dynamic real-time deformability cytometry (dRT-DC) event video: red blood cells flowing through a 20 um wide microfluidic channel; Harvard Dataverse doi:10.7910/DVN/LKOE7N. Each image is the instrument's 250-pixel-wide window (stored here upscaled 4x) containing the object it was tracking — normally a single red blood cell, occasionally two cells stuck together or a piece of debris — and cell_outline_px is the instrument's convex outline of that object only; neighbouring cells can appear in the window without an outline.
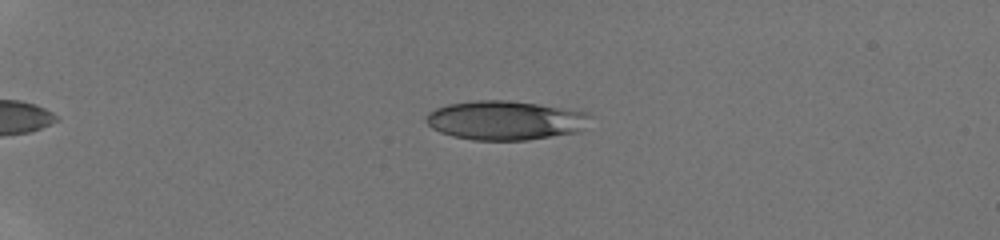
{"species": "human", "species_latin": "Homo sapiens", "temperature_condition": "room temperature", "stored_images_in_passage": 41, "camera_frame_rate_fps": 3000, "um_per_image_px": 0.085, "donor": {"sex": "male"}, "frame": {"image": 1, "passage_image": 4, "time_ms": 1.0, "image_size_px": [1000, 240], "cell_outline_px": [[592, 116], [580, 132], [528, 140], [472, 140], [452, 136], [440, 132], [432, 128], [424, 120], [428, 112], [436, 108], [448, 104], [476, 100], [508, 100], [536, 104], [588, 112]], "centroid_in_image_um": [42.94, 10.23], "position_along_channel_um": 42.1, "area_um2": 37.57}}
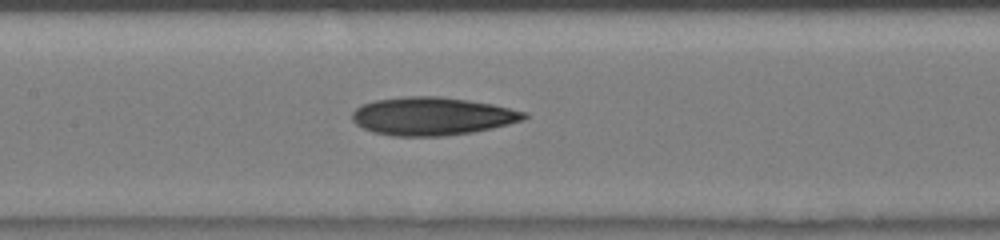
{"frame": {"image": 2, "passage_image": 18, "time_ms": 5.667, "image_size_px": [1000, 240], "cell_outline_px": [[528, 116], [524, 120], [492, 128], [472, 132], [444, 136], [392, 136], [372, 132], [356, 124], [352, 120], [352, 112], [360, 104], [376, 100], [404, 96], [440, 96], [468, 100], [492, 104], [528, 112]], "centroid_in_image_um": [36.72, 9.87], "position_along_channel_um": 170.7, "area_um2": 38.32}}
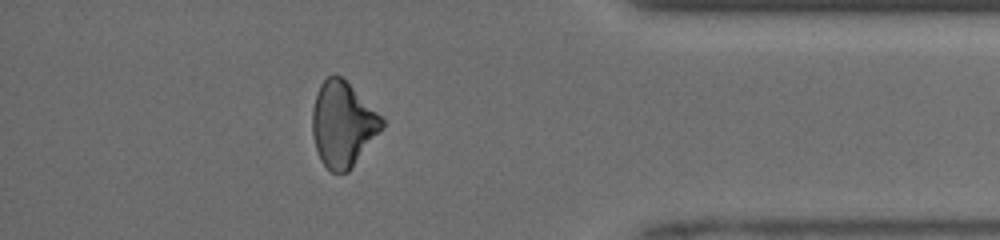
{"frame": {"image": 3, "passage_image": 36, "time_ms": 11.667, "image_size_px": [1000, 240], "cell_outline_px": [[384, 128], [348, 172], [332, 172], [320, 160], [316, 148], [312, 132], [312, 108], [320, 84], [328, 76], [340, 76], [384, 120]], "centroid_in_image_um": [29.12, 10.6], "position_along_channel_um": 406.1, "area_um2": 33.87}, "authors_computed_cell_mechanics": {"area_um2": 37.0498, "velocity_mm_per_s": 4.2509, "shape_relaxation_time_tau1_ms": 6.3499, "shape_relaxation_time_tau2_ms": null, "deformation_change_tau1": 0.1563, "deformation_change_tau2": null}}